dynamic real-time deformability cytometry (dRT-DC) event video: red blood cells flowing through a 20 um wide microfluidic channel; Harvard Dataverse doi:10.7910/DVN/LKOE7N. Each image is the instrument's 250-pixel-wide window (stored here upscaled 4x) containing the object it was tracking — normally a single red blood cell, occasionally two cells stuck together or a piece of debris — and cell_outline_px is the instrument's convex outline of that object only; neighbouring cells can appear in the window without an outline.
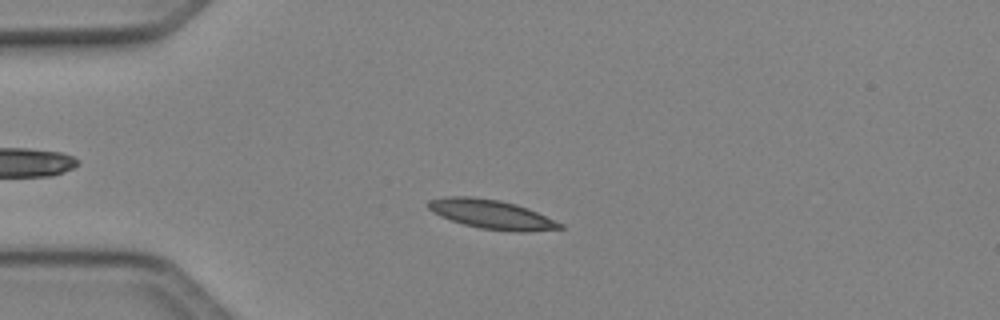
{"species": "Egyptian fruit bat (a non-hibernating species)", "species_latin": "Rousettus aegyptiacus", "temperature_condition": "cold", "stored_images_in_passage": 48, "camera_frame_rate_fps": 3000, "um_per_image_px": 0.085, "animal": {"sex": "female"}, "frame": {"image": 1, "passage_image": 11, "time_ms": 3.333, "image_size_px": [1000, 320], "cell_outline_px": [[564, 228], [524, 232], [520, 232], [480, 228], [464, 224], [440, 216], [432, 212], [428, 208], [428, 200], [444, 196], [472, 196], [500, 200], [516, 204], [528, 208], [564, 224]], "centroid_in_image_um": [41.77, 18.2], "position_along_channel_um": 43.2, "area_um2": 22.37}}
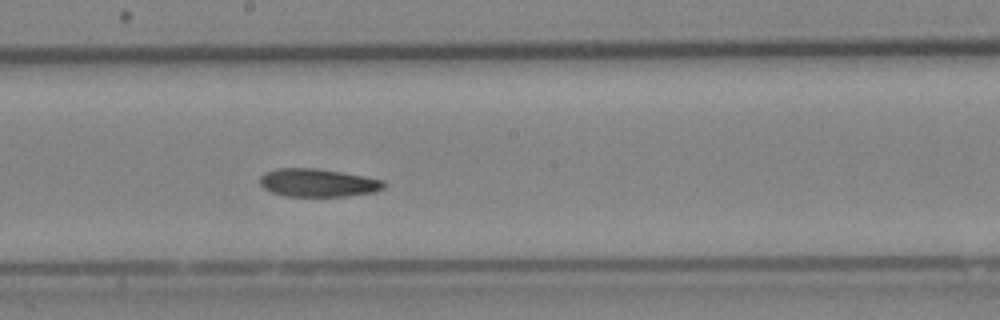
{"frame": {"image": 2, "passage_image": 26, "time_ms": 8.333, "image_size_px": [1000, 320], "cell_outline_px": [[384, 188], [376, 192], [348, 196], [284, 196], [272, 192], [264, 188], [260, 184], [260, 176], [264, 172], [276, 168], [316, 168], [364, 176], [384, 180]], "centroid_in_image_um": [27.01, 15.53], "position_along_channel_um": 221.2, "area_um2": 20.35}}
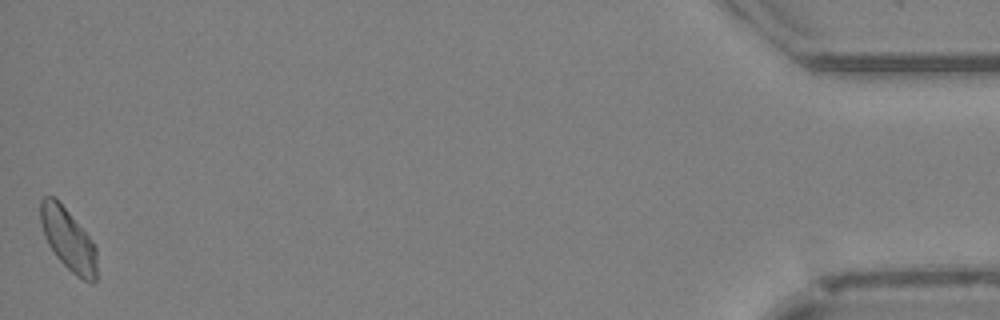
{"frame": {"image": 3, "passage_image": 48, "time_ms": 15.667, "image_size_px": [1000, 320], "cell_outline_px": [[96, 280], [92, 284], [76, 276], [56, 256], [48, 244], [44, 236], [40, 224], [40, 200], [44, 196], [52, 196], [68, 212], [88, 236], [96, 248]], "centroid_in_image_um": [5.78, 20.38], "position_along_channel_um": 429.4, "area_um2": 20.0}, "authors_computed_cell_mechanics": {"area_um2": 20.6057, "velocity_mm_per_s": 4.0871, "shape_relaxation_time_tau1_ms": 3.3935, "shape_relaxation_time_tau2_ms": null, "deformation_change_tau1": 0.1068, "deformation_change_tau2": null}}